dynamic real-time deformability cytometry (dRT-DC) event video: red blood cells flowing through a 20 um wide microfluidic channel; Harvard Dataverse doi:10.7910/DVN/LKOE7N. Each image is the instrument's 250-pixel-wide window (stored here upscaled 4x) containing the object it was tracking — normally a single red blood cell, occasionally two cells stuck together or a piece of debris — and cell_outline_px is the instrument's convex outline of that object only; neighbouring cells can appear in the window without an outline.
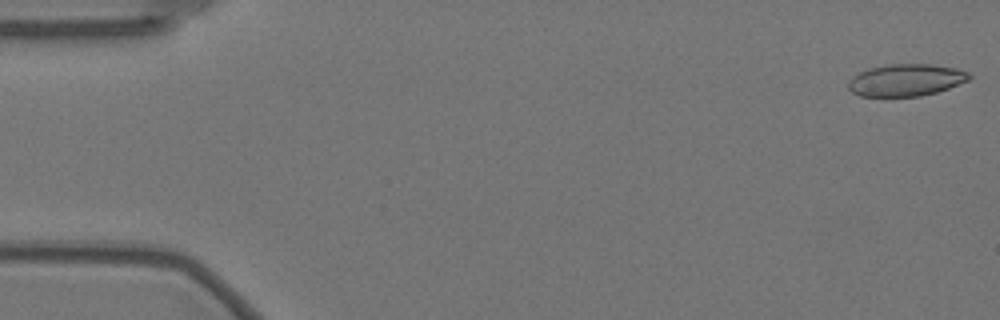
{"species": "Egyptian fruit bat (a non-hibernating species)", "species_latin": "Rousettus aegyptiacus", "temperature_condition": "warm", "stored_images_in_passage": 57, "camera_frame_rate_fps": 3000, "um_per_image_px": 0.085, "animal": {"sex": "female"}, "frame": {"image": 1, "passage_image": 1, "time_ms": 0.0, "image_size_px": [1000, 320], "cell_outline_px": [[972, 76], [968, 80], [948, 88], [936, 92], [920, 96], [860, 96], [852, 92], [848, 88], [848, 80], [852, 76], [860, 72], [872, 68], [888, 64], [932, 64], [956, 68], [968, 72]], "centroid_in_image_um": [77.0, 6.8], "position_along_channel_um": 8.0, "area_um2": 22.48}}
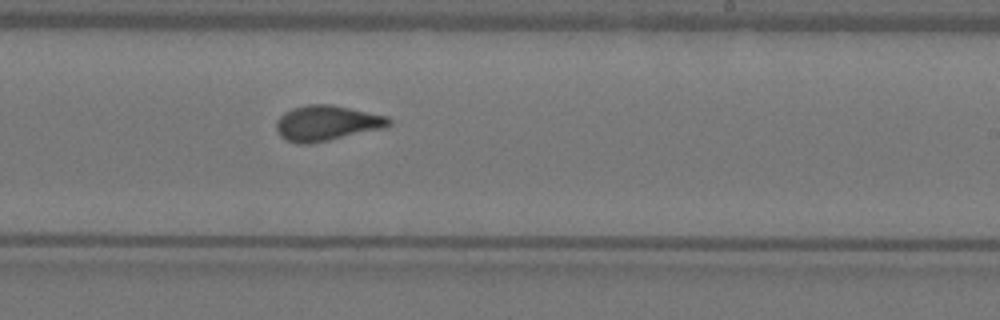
{"frame": {"image": 2, "passage_image": 34, "time_ms": 11.0, "image_size_px": [1000, 320], "cell_outline_px": [[392, 124], [388, 128], [312, 144], [300, 144], [288, 140], [280, 136], [276, 128], [276, 120], [284, 112], [292, 108], [308, 104], [332, 104], [388, 116], [392, 120]], "centroid_in_image_um": [27.83, 10.47], "position_along_channel_um": 261.2, "area_um2": 23.64}}
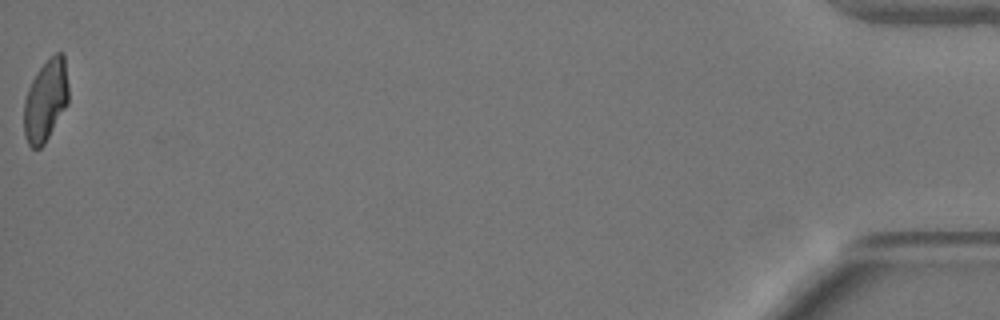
{"frame": {"image": 3, "passage_image": 57, "time_ms": 18.667, "image_size_px": [1000, 320], "cell_outline_px": [[68, 104], [44, 144], [40, 148], [32, 148], [28, 144], [24, 136], [24, 100], [28, 88], [36, 72], [56, 52], [64, 52], [68, 84]], "centroid_in_image_um": [3.88, 8.54], "position_along_channel_um": 431.3, "area_um2": 21.27}, "authors_computed_cell_mechanics": {"area_um2": 22.5998, "velocity_mm_per_s": 3.5379, "shape_relaxation_time_tau1_ms": null, "shape_relaxation_time_tau2_ms": 0.9853, "deformation_change_tau1": null, "deformation_change_tau2": 0.0915}}